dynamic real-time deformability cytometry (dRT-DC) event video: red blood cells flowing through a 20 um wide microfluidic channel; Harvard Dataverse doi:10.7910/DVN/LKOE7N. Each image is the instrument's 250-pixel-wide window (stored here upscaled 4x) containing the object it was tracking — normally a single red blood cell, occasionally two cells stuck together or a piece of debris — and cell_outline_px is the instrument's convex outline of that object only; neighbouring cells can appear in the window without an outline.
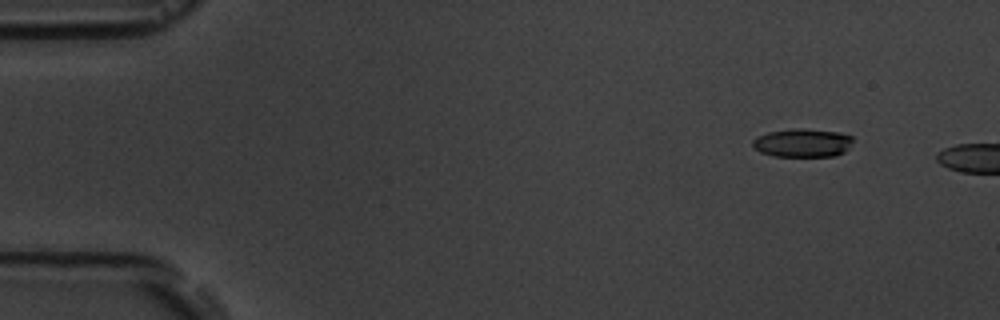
{"species": "common noctule bat (a hibernating species)", "species_latin": "Nyctalus noctula", "temperature_condition": "room temperature", "stored_images_in_passage": 4, "camera_frame_rate_fps": 3000, "um_per_image_px": 0.085, "animal": {"sex": "male", "body_mass_g": 19.5, "forearm_length_mm": 54.6}, "frame": {"image": 1, "passage_image": 1, "time_ms": 0.0, "image_size_px": [1000, 320], "cell_outline_px": [[852, 140], [844, 152], [836, 156], [772, 156], [760, 152], [752, 144], [752, 140], [756, 136], [768, 132], [792, 128], [804, 128], [840, 132], [852, 136]], "centroid_in_image_um": [68.19, 12.13], "position_along_channel_um": 16.8, "area_um2": 16.7}}